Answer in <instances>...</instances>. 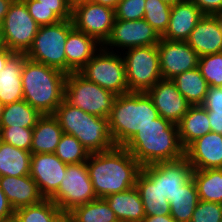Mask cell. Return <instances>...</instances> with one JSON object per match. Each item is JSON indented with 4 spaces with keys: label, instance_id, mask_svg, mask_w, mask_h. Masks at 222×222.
<instances>
[{
    "label": "cell",
    "instance_id": "6da1fadb",
    "mask_svg": "<svg viewBox=\"0 0 222 222\" xmlns=\"http://www.w3.org/2000/svg\"><path fill=\"white\" fill-rule=\"evenodd\" d=\"M97 198L124 192L135 187L141 165L123 146L90 153L86 161Z\"/></svg>",
    "mask_w": 222,
    "mask_h": 222
},
{
    "label": "cell",
    "instance_id": "7a4b0ae2",
    "mask_svg": "<svg viewBox=\"0 0 222 222\" xmlns=\"http://www.w3.org/2000/svg\"><path fill=\"white\" fill-rule=\"evenodd\" d=\"M123 147L142 168L184 157L177 124L161 116L138 131Z\"/></svg>",
    "mask_w": 222,
    "mask_h": 222
},
{
    "label": "cell",
    "instance_id": "3957f363",
    "mask_svg": "<svg viewBox=\"0 0 222 222\" xmlns=\"http://www.w3.org/2000/svg\"><path fill=\"white\" fill-rule=\"evenodd\" d=\"M66 77L57 68L26 58L21 75L23 100L41 115H53L64 100Z\"/></svg>",
    "mask_w": 222,
    "mask_h": 222
},
{
    "label": "cell",
    "instance_id": "277c9868",
    "mask_svg": "<svg viewBox=\"0 0 222 222\" xmlns=\"http://www.w3.org/2000/svg\"><path fill=\"white\" fill-rule=\"evenodd\" d=\"M159 117L146 92L116 96L108 116L109 129L116 146H124L138 131Z\"/></svg>",
    "mask_w": 222,
    "mask_h": 222
},
{
    "label": "cell",
    "instance_id": "5b68a950",
    "mask_svg": "<svg viewBox=\"0 0 222 222\" xmlns=\"http://www.w3.org/2000/svg\"><path fill=\"white\" fill-rule=\"evenodd\" d=\"M63 133L73 135L90 152H104L116 145L111 136L108 118L86 113L65 99L53 114Z\"/></svg>",
    "mask_w": 222,
    "mask_h": 222
},
{
    "label": "cell",
    "instance_id": "8992f818",
    "mask_svg": "<svg viewBox=\"0 0 222 222\" xmlns=\"http://www.w3.org/2000/svg\"><path fill=\"white\" fill-rule=\"evenodd\" d=\"M73 28L71 19L40 26L26 57L66 73L65 44Z\"/></svg>",
    "mask_w": 222,
    "mask_h": 222
},
{
    "label": "cell",
    "instance_id": "52a82bcc",
    "mask_svg": "<svg viewBox=\"0 0 222 222\" xmlns=\"http://www.w3.org/2000/svg\"><path fill=\"white\" fill-rule=\"evenodd\" d=\"M115 98L111 91L88 81L79 72L67 74L64 99L86 113L108 118Z\"/></svg>",
    "mask_w": 222,
    "mask_h": 222
},
{
    "label": "cell",
    "instance_id": "ba28073f",
    "mask_svg": "<svg viewBox=\"0 0 222 222\" xmlns=\"http://www.w3.org/2000/svg\"><path fill=\"white\" fill-rule=\"evenodd\" d=\"M96 53L79 73L116 96L129 93L123 57L104 46Z\"/></svg>",
    "mask_w": 222,
    "mask_h": 222
},
{
    "label": "cell",
    "instance_id": "9c48e42d",
    "mask_svg": "<svg viewBox=\"0 0 222 222\" xmlns=\"http://www.w3.org/2000/svg\"><path fill=\"white\" fill-rule=\"evenodd\" d=\"M125 54L129 92H147L162 79L157 45L129 48Z\"/></svg>",
    "mask_w": 222,
    "mask_h": 222
},
{
    "label": "cell",
    "instance_id": "30bf717a",
    "mask_svg": "<svg viewBox=\"0 0 222 222\" xmlns=\"http://www.w3.org/2000/svg\"><path fill=\"white\" fill-rule=\"evenodd\" d=\"M40 25L29 14L23 0H14L2 24L5 46L14 53H26L38 33Z\"/></svg>",
    "mask_w": 222,
    "mask_h": 222
},
{
    "label": "cell",
    "instance_id": "8fae6325",
    "mask_svg": "<svg viewBox=\"0 0 222 222\" xmlns=\"http://www.w3.org/2000/svg\"><path fill=\"white\" fill-rule=\"evenodd\" d=\"M62 179L58 191L50 198L62 212L97 199L86 162L67 165Z\"/></svg>",
    "mask_w": 222,
    "mask_h": 222
},
{
    "label": "cell",
    "instance_id": "7c38bea8",
    "mask_svg": "<svg viewBox=\"0 0 222 222\" xmlns=\"http://www.w3.org/2000/svg\"><path fill=\"white\" fill-rule=\"evenodd\" d=\"M72 23L76 30L94 37L102 46L110 37L114 9L87 0H73Z\"/></svg>",
    "mask_w": 222,
    "mask_h": 222
},
{
    "label": "cell",
    "instance_id": "4fadbf2b",
    "mask_svg": "<svg viewBox=\"0 0 222 222\" xmlns=\"http://www.w3.org/2000/svg\"><path fill=\"white\" fill-rule=\"evenodd\" d=\"M157 48L162 79L172 80L177 75L198 66L199 56L186 41L161 38Z\"/></svg>",
    "mask_w": 222,
    "mask_h": 222
},
{
    "label": "cell",
    "instance_id": "5bb4252c",
    "mask_svg": "<svg viewBox=\"0 0 222 222\" xmlns=\"http://www.w3.org/2000/svg\"><path fill=\"white\" fill-rule=\"evenodd\" d=\"M193 168L183 157L175 161L148 165L141 172L151 181L159 182V190L166 199L172 198L191 177Z\"/></svg>",
    "mask_w": 222,
    "mask_h": 222
},
{
    "label": "cell",
    "instance_id": "9a60e30c",
    "mask_svg": "<svg viewBox=\"0 0 222 222\" xmlns=\"http://www.w3.org/2000/svg\"><path fill=\"white\" fill-rule=\"evenodd\" d=\"M160 39L158 33L144 19L132 21L115 19L110 37L102 46L129 49L157 45Z\"/></svg>",
    "mask_w": 222,
    "mask_h": 222
},
{
    "label": "cell",
    "instance_id": "2e32d148",
    "mask_svg": "<svg viewBox=\"0 0 222 222\" xmlns=\"http://www.w3.org/2000/svg\"><path fill=\"white\" fill-rule=\"evenodd\" d=\"M66 170L67 164L54 153L31 154L29 175L45 199H50L58 191Z\"/></svg>",
    "mask_w": 222,
    "mask_h": 222
},
{
    "label": "cell",
    "instance_id": "e0dca14e",
    "mask_svg": "<svg viewBox=\"0 0 222 222\" xmlns=\"http://www.w3.org/2000/svg\"><path fill=\"white\" fill-rule=\"evenodd\" d=\"M146 93L159 116L174 124H178L191 107L172 80L161 79Z\"/></svg>",
    "mask_w": 222,
    "mask_h": 222
},
{
    "label": "cell",
    "instance_id": "ac0fdd59",
    "mask_svg": "<svg viewBox=\"0 0 222 222\" xmlns=\"http://www.w3.org/2000/svg\"><path fill=\"white\" fill-rule=\"evenodd\" d=\"M184 157L193 169L222 168V134L209 132L184 149Z\"/></svg>",
    "mask_w": 222,
    "mask_h": 222
},
{
    "label": "cell",
    "instance_id": "d6986e66",
    "mask_svg": "<svg viewBox=\"0 0 222 222\" xmlns=\"http://www.w3.org/2000/svg\"><path fill=\"white\" fill-rule=\"evenodd\" d=\"M203 15L198 6L190 0L175 3L171 7L167 31L161 38L186 41Z\"/></svg>",
    "mask_w": 222,
    "mask_h": 222
},
{
    "label": "cell",
    "instance_id": "ffe728a7",
    "mask_svg": "<svg viewBox=\"0 0 222 222\" xmlns=\"http://www.w3.org/2000/svg\"><path fill=\"white\" fill-rule=\"evenodd\" d=\"M199 57L222 52V32L214 15H203L186 40Z\"/></svg>",
    "mask_w": 222,
    "mask_h": 222
},
{
    "label": "cell",
    "instance_id": "44dd1931",
    "mask_svg": "<svg viewBox=\"0 0 222 222\" xmlns=\"http://www.w3.org/2000/svg\"><path fill=\"white\" fill-rule=\"evenodd\" d=\"M0 188L6 195L14 210L40 203L45 199L30 175L26 176H1Z\"/></svg>",
    "mask_w": 222,
    "mask_h": 222
},
{
    "label": "cell",
    "instance_id": "7402d4cb",
    "mask_svg": "<svg viewBox=\"0 0 222 222\" xmlns=\"http://www.w3.org/2000/svg\"><path fill=\"white\" fill-rule=\"evenodd\" d=\"M98 44L94 37L73 28L65 44L66 74L79 72L95 55Z\"/></svg>",
    "mask_w": 222,
    "mask_h": 222
},
{
    "label": "cell",
    "instance_id": "603a6c76",
    "mask_svg": "<svg viewBox=\"0 0 222 222\" xmlns=\"http://www.w3.org/2000/svg\"><path fill=\"white\" fill-rule=\"evenodd\" d=\"M26 58L24 53H15L0 72V101L3 105L23 100L21 75Z\"/></svg>",
    "mask_w": 222,
    "mask_h": 222
},
{
    "label": "cell",
    "instance_id": "cb8c5ba5",
    "mask_svg": "<svg viewBox=\"0 0 222 222\" xmlns=\"http://www.w3.org/2000/svg\"><path fill=\"white\" fill-rule=\"evenodd\" d=\"M63 130L54 115H42L33 128L31 154L54 153Z\"/></svg>",
    "mask_w": 222,
    "mask_h": 222
},
{
    "label": "cell",
    "instance_id": "d4e9b609",
    "mask_svg": "<svg viewBox=\"0 0 222 222\" xmlns=\"http://www.w3.org/2000/svg\"><path fill=\"white\" fill-rule=\"evenodd\" d=\"M118 221L142 222L145 215L143 202L136 187L104 198Z\"/></svg>",
    "mask_w": 222,
    "mask_h": 222
},
{
    "label": "cell",
    "instance_id": "484cf974",
    "mask_svg": "<svg viewBox=\"0 0 222 222\" xmlns=\"http://www.w3.org/2000/svg\"><path fill=\"white\" fill-rule=\"evenodd\" d=\"M207 110L202 105L191 106L177 124L179 140L185 149L199 137L211 132Z\"/></svg>",
    "mask_w": 222,
    "mask_h": 222
},
{
    "label": "cell",
    "instance_id": "4316f807",
    "mask_svg": "<svg viewBox=\"0 0 222 222\" xmlns=\"http://www.w3.org/2000/svg\"><path fill=\"white\" fill-rule=\"evenodd\" d=\"M135 187L140 194L146 216L170 215V203L159 190V182H151L140 172Z\"/></svg>",
    "mask_w": 222,
    "mask_h": 222
},
{
    "label": "cell",
    "instance_id": "83f0119b",
    "mask_svg": "<svg viewBox=\"0 0 222 222\" xmlns=\"http://www.w3.org/2000/svg\"><path fill=\"white\" fill-rule=\"evenodd\" d=\"M30 165V151H25L0 141V177L29 175Z\"/></svg>",
    "mask_w": 222,
    "mask_h": 222
},
{
    "label": "cell",
    "instance_id": "f1b7e54d",
    "mask_svg": "<svg viewBox=\"0 0 222 222\" xmlns=\"http://www.w3.org/2000/svg\"><path fill=\"white\" fill-rule=\"evenodd\" d=\"M170 203V215L176 222H190L195 207L199 202L197 187L192 177L172 197Z\"/></svg>",
    "mask_w": 222,
    "mask_h": 222
},
{
    "label": "cell",
    "instance_id": "f546056e",
    "mask_svg": "<svg viewBox=\"0 0 222 222\" xmlns=\"http://www.w3.org/2000/svg\"><path fill=\"white\" fill-rule=\"evenodd\" d=\"M172 81L191 106L203 104L209 85L198 68L181 73Z\"/></svg>",
    "mask_w": 222,
    "mask_h": 222
},
{
    "label": "cell",
    "instance_id": "4dcf8cb0",
    "mask_svg": "<svg viewBox=\"0 0 222 222\" xmlns=\"http://www.w3.org/2000/svg\"><path fill=\"white\" fill-rule=\"evenodd\" d=\"M199 200L222 204V168L192 171Z\"/></svg>",
    "mask_w": 222,
    "mask_h": 222
},
{
    "label": "cell",
    "instance_id": "1f68e13d",
    "mask_svg": "<svg viewBox=\"0 0 222 222\" xmlns=\"http://www.w3.org/2000/svg\"><path fill=\"white\" fill-rule=\"evenodd\" d=\"M42 115L25 100L4 105L0 127L34 128Z\"/></svg>",
    "mask_w": 222,
    "mask_h": 222
},
{
    "label": "cell",
    "instance_id": "d6a6232c",
    "mask_svg": "<svg viewBox=\"0 0 222 222\" xmlns=\"http://www.w3.org/2000/svg\"><path fill=\"white\" fill-rule=\"evenodd\" d=\"M74 222H118L114 211L104 198H97L68 212Z\"/></svg>",
    "mask_w": 222,
    "mask_h": 222
},
{
    "label": "cell",
    "instance_id": "836d02e7",
    "mask_svg": "<svg viewBox=\"0 0 222 222\" xmlns=\"http://www.w3.org/2000/svg\"><path fill=\"white\" fill-rule=\"evenodd\" d=\"M61 213L51 199H43L40 203L16 209L14 216L18 222H54Z\"/></svg>",
    "mask_w": 222,
    "mask_h": 222
},
{
    "label": "cell",
    "instance_id": "e575fe53",
    "mask_svg": "<svg viewBox=\"0 0 222 222\" xmlns=\"http://www.w3.org/2000/svg\"><path fill=\"white\" fill-rule=\"evenodd\" d=\"M54 154L71 165L86 162L90 152L73 135L63 133Z\"/></svg>",
    "mask_w": 222,
    "mask_h": 222
},
{
    "label": "cell",
    "instance_id": "d590c367",
    "mask_svg": "<svg viewBox=\"0 0 222 222\" xmlns=\"http://www.w3.org/2000/svg\"><path fill=\"white\" fill-rule=\"evenodd\" d=\"M171 7L162 0H146L144 20L162 37L169 26Z\"/></svg>",
    "mask_w": 222,
    "mask_h": 222
},
{
    "label": "cell",
    "instance_id": "8d00e7d4",
    "mask_svg": "<svg viewBox=\"0 0 222 222\" xmlns=\"http://www.w3.org/2000/svg\"><path fill=\"white\" fill-rule=\"evenodd\" d=\"M197 68L209 87H222V52L199 57Z\"/></svg>",
    "mask_w": 222,
    "mask_h": 222
},
{
    "label": "cell",
    "instance_id": "74e56055",
    "mask_svg": "<svg viewBox=\"0 0 222 222\" xmlns=\"http://www.w3.org/2000/svg\"><path fill=\"white\" fill-rule=\"evenodd\" d=\"M33 139V128L0 127V141L30 151Z\"/></svg>",
    "mask_w": 222,
    "mask_h": 222
},
{
    "label": "cell",
    "instance_id": "f35d334b",
    "mask_svg": "<svg viewBox=\"0 0 222 222\" xmlns=\"http://www.w3.org/2000/svg\"><path fill=\"white\" fill-rule=\"evenodd\" d=\"M146 0H120L114 9L115 19L118 20H139L145 15Z\"/></svg>",
    "mask_w": 222,
    "mask_h": 222
},
{
    "label": "cell",
    "instance_id": "ab89813d",
    "mask_svg": "<svg viewBox=\"0 0 222 222\" xmlns=\"http://www.w3.org/2000/svg\"><path fill=\"white\" fill-rule=\"evenodd\" d=\"M222 204L199 200L190 222H221Z\"/></svg>",
    "mask_w": 222,
    "mask_h": 222
},
{
    "label": "cell",
    "instance_id": "60d3db41",
    "mask_svg": "<svg viewBox=\"0 0 222 222\" xmlns=\"http://www.w3.org/2000/svg\"><path fill=\"white\" fill-rule=\"evenodd\" d=\"M26 6L51 8V10L61 19L72 18L73 0H23Z\"/></svg>",
    "mask_w": 222,
    "mask_h": 222
},
{
    "label": "cell",
    "instance_id": "b9f144b4",
    "mask_svg": "<svg viewBox=\"0 0 222 222\" xmlns=\"http://www.w3.org/2000/svg\"><path fill=\"white\" fill-rule=\"evenodd\" d=\"M202 106L207 114H222V87H209Z\"/></svg>",
    "mask_w": 222,
    "mask_h": 222
},
{
    "label": "cell",
    "instance_id": "7bdbcfd3",
    "mask_svg": "<svg viewBox=\"0 0 222 222\" xmlns=\"http://www.w3.org/2000/svg\"><path fill=\"white\" fill-rule=\"evenodd\" d=\"M29 14L40 25H52L61 19L51 10V8L27 6Z\"/></svg>",
    "mask_w": 222,
    "mask_h": 222
},
{
    "label": "cell",
    "instance_id": "ee69618b",
    "mask_svg": "<svg viewBox=\"0 0 222 222\" xmlns=\"http://www.w3.org/2000/svg\"><path fill=\"white\" fill-rule=\"evenodd\" d=\"M204 15H214L222 11V0H190Z\"/></svg>",
    "mask_w": 222,
    "mask_h": 222
},
{
    "label": "cell",
    "instance_id": "f6af8a7d",
    "mask_svg": "<svg viewBox=\"0 0 222 222\" xmlns=\"http://www.w3.org/2000/svg\"><path fill=\"white\" fill-rule=\"evenodd\" d=\"M15 210L6 198V195L0 188V222L14 216Z\"/></svg>",
    "mask_w": 222,
    "mask_h": 222
},
{
    "label": "cell",
    "instance_id": "bcb514c9",
    "mask_svg": "<svg viewBox=\"0 0 222 222\" xmlns=\"http://www.w3.org/2000/svg\"><path fill=\"white\" fill-rule=\"evenodd\" d=\"M211 131L222 134V114H207Z\"/></svg>",
    "mask_w": 222,
    "mask_h": 222
},
{
    "label": "cell",
    "instance_id": "7dc6e473",
    "mask_svg": "<svg viewBox=\"0 0 222 222\" xmlns=\"http://www.w3.org/2000/svg\"><path fill=\"white\" fill-rule=\"evenodd\" d=\"M142 222H176L171 215L145 216Z\"/></svg>",
    "mask_w": 222,
    "mask_h": 222
},
{
    "label": "cell",
    "instance_id": "c3c4849f",
    "mask_svg": "<svg viewBox=\"0 0 222 222\" xmlns=\"http://www.w3.org/2000/svg\"><path fill=\"white\" fill-rule=\"evenodd\" d=\"M15 53L9 50L7 47L0 50V72L4 69L7 61L14 55Z\"/></svg>",
    "mask_w": 222,
    "mask_h": 222
},
{
    "label": "cell",
    "instance_id": "681fc988",
    "mask_svg": "<svg viewBox=\"0 0 222 222\" xmlns=\"http://www.w3.org/2000/svg\"><path fill=\"white\" fill-rule=\"evenodd\" d=\"M14 0H0V27Z\"/></svg>",
    "mask_w": 222,
    "mask_h": 222
},
{
    "label": "cell",
    "instance_id": "f907efd6",
    "mask_svg": "<svg viewBox=\"0 0 222 222\" xmlns=\"http://www.w3.org/2000/svg\"><path fill=\"white\" fill-rule=\"evenodd\" d=\"M93 3L101 4L103 6L115 9L120 0H87Z\"/></svg>",
    "mask_w": 222,
    "mask_h": 222
},
{
    "label": "cell",
    "instance_id": "816d5d0a",
    "mask_svg": "<svg viewBox=\"0 0 222 222\" xmlns=\"http://www.w3.org/2000/svg\"><path fill=\"white\" fill-rule=\"evenodd\" d=\"M54 222H74V219L68 212H62Z\"/></svg>",
    "mask_w": 222,
    "mask_h": 222
},
{
    "label": "cell",
    "instance_id": "f5cc1de1",
    "mask_svg": "<svg viewBox=\"0 0 222 222\" xmlns=\"http://www.w3.org/2000/svg\"><path fill=\"white\" fill-rule=\"evenodd\" d=\"M214 16H215L216 20L218 21L219 26L221 28V32H222V11L214 14Z\"/></svg>",
    "mask_w": 222,
    "mask_h": 222
},
{
    "label": "cell",
    "instance_id": "db71d44e",
    "mask_svg": "<svg viewBox=\"0 0 222 222\" xmlns=\"http://www.w3.org/2000/svg\"><path fill=\"white\" fill-rule=\"evenodd\" d=\"M6 46H5V43H4V39H3V36H2V32H1V29H0V50L4 49Z\"/></svg>",
    "mask_w": 222,
    "mask_h": 222
},
{
    "label": "cell",
    "instance_id": "11a10c76",
    "mask_svg": "<svg viewBox=\"0 0 222 222\" xmlns=\"http://www.w3.org/2000/svg\"><path fill=\"white\" fill-rule=\"evenodd\" d=\"M162 1H164L166 3H169L170 5H174L175 3H177V2H179L181 0H162Z\"/></svg>",
    "mask_w": 222,
    "mask_h": 222
},
{
    "label": "cell",
    "instance_id": "9f6ffc18",
    "mask_svg": "<svg viewBox=\"0 0 222 222\" xmlns=\"http://www.w3.org/2000/svg\"><path fill=\"white\" fill-rule=\"evenodd\" d=\"M2 222H18V220L16 219L15 216H13V217H11V218H9V219H6V220H4V221H2Z\"/></svg>",
    "mask_w": 222,
    "mask_h": 222
},
{
    "label": "cell",
    "instance_id": "6f0895ef",
    "mask_svg": "<svg viewBox=\"0 0 222 222\" xmlns=\"http://www.w3.org/2000/svg\"><path fill=\"white\" fill-rule=\"evenodd\" d=\"M3 108H4V105L0 101V121H1V116H2V113H3Z\"/></svg>",
    "mask_w": 222,
    "mask_h": 222
},
{
    "label": "cell",
    "instance_id": "680465c9",
    "mask_svg": "<svg viewBox=\"0 0 222 222\" xmlns=\"http://www.w3.org/2000/svg\"><path fill=\"white\" fill-rule=\"evenodd\" d=\"M118 222H135V221H118Z\"/></svg>",
    "mask_w": 222,
    "mask_h": 222
}]
</instances>
